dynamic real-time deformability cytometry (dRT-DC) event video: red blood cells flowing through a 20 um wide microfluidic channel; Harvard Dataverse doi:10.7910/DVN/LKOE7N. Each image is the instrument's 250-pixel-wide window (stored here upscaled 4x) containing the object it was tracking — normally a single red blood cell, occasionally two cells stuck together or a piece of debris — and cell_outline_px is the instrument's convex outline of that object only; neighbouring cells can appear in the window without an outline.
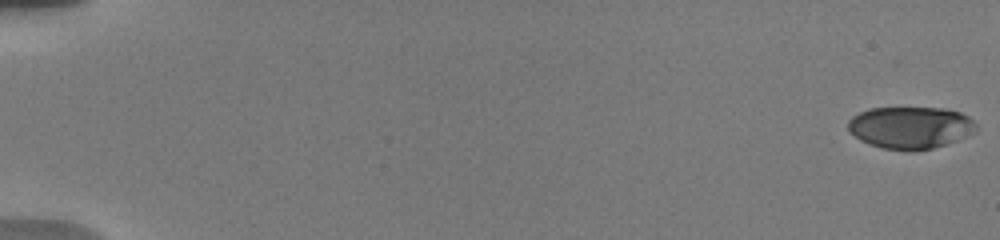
{"species": "human", "species_latin": "Homo sapiens", "temperature_condition": "warm", "stored_images_in_passage": 32, "camera_frame_rate_fps": 3000, "um_per_image_px": 0.085, "donor": {"sex": "male"}, "frame": {"image": 1, "passage_image": 1, "time_ms": 0.0, "image_size_px": [1000, 240], "cell_outline_px": [[976, 132], [968, 136], [932, 148], [916, 152], [908, 152], [880, 148], [860, 140], [848, 132], [848, 120], [852, 116], [860, 112], [872, 108], [944, 108], [960, 112], [968, 116], [976, 124]], "centroid_in_image_um": [77.37, 10.86], "position_along_channel_um": 7.6, "area_um2": 31.79}}
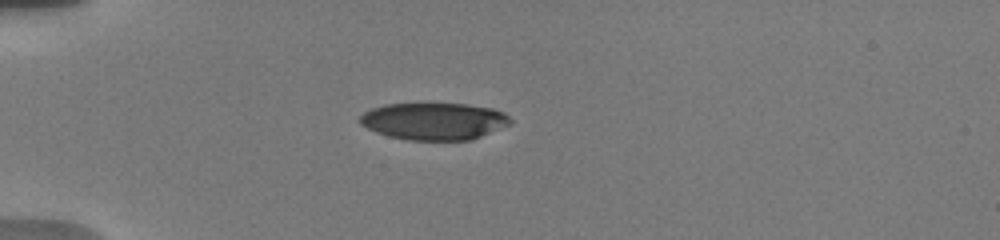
{"frame": {"image": 2, "passage_image": 28, "time_ms": 5.333, "image_size_px": [1000, 240], "cell_outline_px": [[512, 124], [480, 136], [468, 140], [408, 140], [388, 136], [376, 132], [360, 124], [356, 120], [364, 112], [372, 108], [384, 104], [468, 104], [492, 108], [504, 112], [512, 120]], "centroid_in_image_um": [36.88, 10.3], "position_along_channel_um": 48.1, "area_um2": 32.6}}